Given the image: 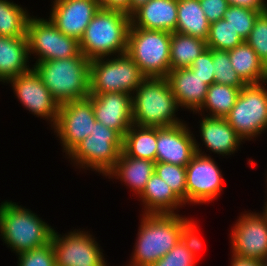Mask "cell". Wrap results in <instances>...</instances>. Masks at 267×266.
<instances>
[{
	"label": "cell",
	"mask_w": 267,
	"mask_h": 266,
	"mask_svg": "<svg viewBox=\"0 0 267 266\" xmlns=\"http://www.w3.org/2000/svg\"><path fill=\"white\" fill-rule=\"evenodd\" d=\"M140 225L129 264L152 266L180 240L182 225L189 217L182 214H140Z\"/></svg>",
	"instance_id": "cell-1"
},
{
	"label": "cell",
	"mask_w": 267,
	"mask_h": 266,
	"mask_svg": "<svg viewBox=\"0 0 267 266\" xmlns=\"http://www.w3.org/2000/svg\"><path fill=\"white\" fill-rule=\"evenodd\" d=\"M54 230L29 207L12 200L0 203V238L15 255L47 245Z\"/></svg>",
	"instance_id": "cell-2"
},
{
	"label": "cell",
	"mask_w": 267,
	"mask_h": 266,
	"mask_svg": "<svg viewBox=\"0 0 267 266\" xmlns=\"http://www.w3.org/2000/svg\"><path fill=\"white\" fill-rule=\"evenodd\" d=\"M130 26L125 12L100 8L79 41L80 53L90 61L126 53Z\"/></svg>",
	"instance_id": "cell-3"
},
{
	"label": "cell",
	"mask_w": 267,
	"mask_h": 266,
	"mask_svg": "<svg viewBox=\"0 0 267 266\" xmlns=\"http://www.w3.org/2000/svg\"><path fill=\"white\" fill-rule=\"evenodd\" d=\"M32 65L59 104L90 95V60L82 53L76 57L45 60Z\"/></svg>",
	"instance_id": "cell-4"
},
{
	"label": "cell",
	"mask_w": 267,
	"mask_h": 266,
	"mask_svg": "<svg viewBox=\"0 0 267 266\" xmlns=\"http://www.w3.org/2000/svg\"><path fill=\"white\" fill-rule=\"evenodd\" d=\"M179 109L166 78H146L132 94L133 124L138 126L160 128L181 124L185 120L177 116Z\"/></svg>",
	"instance_id": "cell-5"
},
{
	"label": "cell",
	"mask_w": 267,
	"mask_h": 266,
	"mask_svg": "<svg viewBox=\"0 0 267 266\" xmlns=\"http://www.w3.org/2000/svg\"><path fill=\"white\" fill-rule=\"evenodd\" d=\"M123 140L124 137L118 131L96 121L91 134L66 157L79 171L91 170L104 177L119 159Z\"/></svg>",
	"instance_id": "cell-6"
},
{
	"label": "cell",
	"mask_w": 267,
	"mask_h": 266,
	"mask_svg": "<svg viewBox=\"0 0 267 266\" xmlns=\"http://www.w3.org/2000/svg\"><path fill=\"white\" fill-rule=\"evenodd\" d=\"M171 32L130 28L126 53L146 78H165L170 68Z\"/></svg>",
	"instance_id": "cell-7"
},
{
	"label": "cell",
	"mask_w": 267,
	"mask_h": 266,
	"mask_svg": "<svg viewBox=\"0 0 267 266\" xmlns=\"http://www.w3.org/2000/svg\"><path fill=\"white\" fill-rule=\"evenodd\" d=\"M145 79L127 53L90 61V94L121 92L132 95Z\"/></svg>",
	"instance_id": "cell-8"
},
{
	"label": "cell",
	"mask_w": 267,
	"mask_h": 266,
	"mask_svg": "<svg viewBox=\"0 0 267 266\" xmlns=\"http://www.w3.org/2000/svg\"><path fill=\"white\" fill-rule=\"evenodd\" d=\"M267 81L246 84L235 105L225 117L226 121L245 141H253L267 132Z\"/></svg>",
	"instance_id": "cell-9"
},
{
	"label": "cell",
	"mask_w": 267,
	"mask_h": 266,
	"mask_svg": "<svg viewBox=\"0 0 267 266\" xmlns=\"http://www.w3.org/2000/svg\"><path fill=\"white\" fill-rule=\"evenodd\" d=\"M26 36L29 56L31 60L36 59L35 63L67 59L80 54L79 41L61 33L49 18L31 15L27 22Z\"/></svg>",
	"instance_id": "cell-10"
},
{
	"label": "cell",
	"mask_w": 267,
	"mask_h": 266,
	"mask_svg": "<svg viewBox=\"0 0 267 266\" xmlns=\"http://www.w3.org/2000/svg\"><path fill=\"white\" fill-rule=\"evenodd\" d=\"M72 229L51 239L56 266H109L100 243L90 231Z\"/></svg>",
	"instance_id": "cell-11"
},
{
	"label": "cell",
	"mask_w": 267,
	"mask_h": 266,
	"mask_svg": "<svg viewBox=\"0 0 267 266\" xmlns=\"http://www.w3.org/2000/svg\"><path fill=\"white\" fill-rule=\"evenodd\" d=\"M95 122L93 100L89 96L59 105L57 122L51 130L58 137L65 158L91 134Z\"/></svg>",
	"instance_id": "cell-12"
},
{
	"label": "cell",
	"mask_w": 267,
	"mask_h": 266,
	"mask_svg": "<svg viewBox=\"0 0 267 266\" xmlns=\"http://www.w3.org/2000/svg\"><path fill=\"white\" fill-rule=\"evenodd\" d=\"M222 170L212 155L195 153L186 166L187 205L210 204L223 192Z\"/></svg>",
	"instance_id": "cell-13"
},
{
	"label": "cell",
	"mask_w": 267,
	"mask_h": 266,
	"mask_svg": "<svg viewBox=\"0 0 267 266\" xmlns=\"http://www.w3.org/2000/svg\"><path fill=\"white\" fill-rule=\"evenodd\" d=\"M238 217L228 235L231 254L263 260L267 255V215L263 211L248 210Z\"/></svg>",
	"instance_id": "cell-14"
},
{
	"label": "cell",
	"mask_w": 267,
	"mask_h": 266,
	"mask_svg": "<svg viewBox=\"0 0 267 266\" xmlns=\"http://www.w3.org/2000/svg\"><path fill=\"white\" fill-rule=\"evenodd\" d=\"M12 87L14 97L33 116L48 122L52 129L58 118L59 103L43 84L42 80L32 68L26 73L10 79L6 85Z\"/></svg>",
	"instance_id": "cell-15"
},
{
	"label": "cell",
	"mask_w": 267,
	"mask_h": 266,
	"mask_svg": "<svg viewBox=\"0 0 267 266\" xmlns=\"http://www.w3.org/2000/svg\"><path fill=\"white\" fill-rule=\"evenodd\" d=\"M197 116L201 117L197 124L199 123L198 132L202 142L201 144L195 139V151L197 153L209 156L202 148L205 145V150H209L210 154H217L223 156V158L228 156L229 158L240 151L241 145L246 143L238 136L225 118L209 117L202 114Z\"/></svg>",
	"instance_id": "cell-16"
},
{
	"label": "cell",
	"mask_w": 267,
	"mask_h": 266,
	"mask_svg": "<svg viewBox=\"0 0 267 266\" xmlns=\"http://www.w3.org/2000/svg\"><path fill=\"white\" fill-rule=\"evenodd\" d=\"M49 19L57 29L78 41L100 9L97 0H52Z\"/></svg>",
	"instance_id": "cell-17"
},
{
	"label": "cell",
	"mask_w": 267,
	"mask_h": 266,
	"mask_svg": "<svg viewBox=\"0 0 267 266\" xmlns=\"http://www.w3.org/2000/svg\"><path fill=\"white\" fill-rule=\"evenodd\" d=\"M189 124L157 128L156 162L187 166L195 151V135Z\"/></svg>",
	"instance_id": "cell-18"
},
{
	"label": "cell",
	"mask_w": 267,
	"mask_h": 266,
	"mask_svg": "<svg viewBox=\"0 0 267 266\" xmlns=\"http://www.w3.org/2000/svg\"><path fill=\"white\" fill-rule=\"evenodd\" d=\"M95 119L123 137L133 125L132 95L121 92L90 94Z\"/></svg>",
	"instance_id": "cell-19"
},
{
	"label": "cell",
	"mask_w": 267,
	"mask_h": 266,
	"mask_svg": "<svg viewBox=\"0 0 267 266\" xmlns=\"http://www.w3.org/2000/svg\"><path fill=\"white\" fill-rule=\"evenodd\" d=\"M180 110L196 112L203 104L209 85L189 68L170 70L165 77Z\"/></svg>",
	"instance_id": "cell-20"
},
{
	"label": "cell",
	"mask_w": 267,
	"mask_h": 266,
	"mask_svg": "<svg viewBox=\"0 0 267 266\" xmlns=\"http://www.w3.org/2000/svg\"><path fill=\"white\" fill-rule=\"evenodd\" d=\"M130 28L175 32L177 0H150L131 15Z\"/></svg>",
	"instance_id": "cell-21"
},
{
	"label": "cell",
	"mask_w": 267,
	"mask_h": 266,
	"mask_svg": "<svg viewBox=\"0 0 267 266\" xmlns=\"http://www.w3.org/2000/svg\"><path fill=\"white\" fill-rule=\"evenodd\" d=\"M155 163L148 159L129 157L122 151L114 167L104 177L121 181L138 198L155 171Z\"/></svg>",
	"instance_id": "cell-22"
},
{
	"label": "cell",
	"mask_w": 267,
	"mask_h": 266,
	"mask_svg": "<svg viewBox=\"0 0 267 266\" xmlns=\"http://www.w3.org/2000/svg\"><path fill=\"white\" fill-rule=\"evenodd\" d=\"M27 37L0 36V83L26 73L33 65ZM31 64V65H30Z\"/></svg>",
	"instance_id": "cell-23"
},
{
	"label": "cell",
	"mask_w": 267,
	"mask_h": 266,
	"mask_svg": "<svg viewBox=\"0 0 267 266\" xmlns=\"http://www.w3.org/2000/svg\"><path fill=\"white\" fill-rule=\"evenodd\" d=\"M138 197L143 205V214H178L179 208L186 206L156 172Z\"/></svg>",
	"instance_id": "cell-24"
},
{
	"label": "cell",
	"mask_w": 267,
	"mask_h": 266,
	"mask_svg": "<svg viewBox=\"0 0 267 266\" xmlns=\"http://www.w3.org/2000/svg\"><path fill=\"white\" fill-rule=\"evenodd\" d=\"M228 52L232 67L245 84L267 81V67L246 42Z\"/></svg>",
	"instance_id": "cell-25"
},
{
	"label": "cell",
	"mask_w": 267,
	"mask_h": 266,
	"mask_svg": "<svg viewBox=\"0 0 267 266\" xmlns=\"http://www.w3.org/2000/svg\"><path fill=\"white\" fill-rule=\"evenodd\" d=\"M210 23L199 0H177V28L175 32L207 40Z\"/></svg>",
	"instance_id": "cell-26"
},
{
	"label": "cell",
	"mask_w": 267,
	"mask_h": 266,
	"mask_svg": "<svg viewBox=\"0 0 267 266\" xmlns=\"http://www.w3.org/2000/svg\"><path fill=\"white\" fill-rule=\"evenodd\" d=\"M123 152L129 157L156 162L157 128L133 124L124 136Z\"/></svg>",
	"instance_id": "cell-27"
},
{
	"label": "cell",
	"mask_w": 267,
	"mask_h": 266,
	"mask_svg": "<svg viewBox=\"0 0 267 266\" xmlns=\"http://www.w3.org/2000/svg\"><path fill=\"white\" fill-rule=\"evenodd\" d=\"M240 91L237 87L213 83L208 87L202 106L192 114L225 118L235 105Z\"/></svg>",
	"instance_id": "cell-28"
},
{
	"label": "cell",
	"mask_w": 267,
	"mask_h": 266,
	"mask_svg": "<svg viewBox=\"0 0 267 266\" xmlns=\"http://www.w3.org/2000/svg\"><path fill=\"white\" fill-rule=\"evenodd\" d=\"M205 49H207L206 40L172 32L170 40L171 70L189 68Z\"/></svg>",
	"instance_id": "cell-29"
},
{
	"label": "cell",
	"mask_w": 267,
	"mask_h": 266,
	"mask_svg": "<svg viewBox=\"0 0 267 266\" xmlns=\"http://www.w3.org/2000/svg\"><path fill=\"white\" fill-rule=\"evenodd\" d=\"M31 13L27 7L12 0H0V36L27 37V22Z\"/></svg>",
	"instance_id": "cell-30"
},
{
	"label": "cell",
	"mask_w": 267,
	"mask_h": 266,
	"mask_svg": "<svg viewBox=\"0 0 267 266\" xmlns=\"http://www.w3.org/2000/svg\"><path fill=\"white\" fill-rule=\"evenodd\" d=\"M245 42L230 25L220 19L210 24L209 35L206 40L207 48L229 51Z\"/></svg>",
	"instance_id": "cell-31"
},
{
	"label": "cell",
	"mask_w": 267,
	"mask_h": 266,
	"mask_svg": "<svg viewBox=\"0 0 267 266\" xmlns=\"http://www.w3.org/2000/svg\"><path fill=\"white\" fill-rule=\"evenodd\" d=\"M154 172L170 186L174 194L186 205V167L156 162Z\"/></svg>",
	"instance_id": "cell-32"
},
{
	"label": "cell",
	"mask_w": 267,
	"mask_h": 266,
	"mask_svg": "<svg viewBox=\"0 0 267 266\" xmlns=\"http://www.w3.org/2000/svg\"><path fill=\"white\" fill-rule=\"evenodd\" d=\"M209 49L212 51L215 83L242 89L246 84L241 80L232 67L229 52L213 48Z\"/></svg>",
	"instance_id": "cell-33"
},
{
	"label": "cell",
	"mask_w": 267,
	"mask_h": 266,
	"mask_svg": "<svg viewBox=\"0 0 267 266\" xmlns=\"http://www.w3.org/2000/svg\"><path fill=\"white\" fill-rule=\"evenodd\" d=\"M262 11L252 10L239 6H229L224 13L223 19L239 33L245 41L254 27L255 20Z\"/></svg>",
	"instance_id": "cell-34"
},
{
	"label": "cell",
	"mask_w": 267,
	"mask_h": 266,
	"mask_svg": "<svg viewBox=\"0 0 267 266\" xmlns=\"http://www.w3.org/2000/svg\"><path fill=\"white\" fill-rule=\"evenodd\" d=\"M245 42L257 53L267 67V11L261 12Z\"/></svg>",
	"instance_id": "cell-35"
},
{
	"label": "cell",
	"mask_w": 267,
	"mask_h": 266,
	"mask_svg": "<svg viewBox=\"0 0 267 266\" xmlns=\"http://www.w3.org/2000/svg\"><path fill=\"white\" fill-rule=\"evenodd\" d=\"M18 256V257H17ZM17 266H56L52 242L16 255Z\"/></svg>",
	"instance_id": "cell-36"
},
{
	"label": "cell",
	"mask_w": 267,
	"mask_h": 266,
	"mask_svg": "<svg viewBox=\"0 0 267 266\" xmlns=\"http://www.w3.org/2000/svg\"><path fill=\"white\" fill-rule=\"evenodd\" d=\"M197 259L179 242L161 259L157 260L152 266H196Z\"/></svg>",
	"instance_id": "cell-37"
},
{
	"label": "cell",
	"mask_w": 267,
	"mask_h": 266,
	"mask_svg": "<svg viewBox=\"0 0 267 266\" xmlns=\"http://www.w3.org/2000/svg\"><path fill=\"white\" fill-rule=\"evenodd\" d=\"M198 222L194 221L192 217H190L183 225L181 230L180 240L183 242L184 246L191 252V254L198 260L199 262V254L200 251H203V243L200 239V235H198L199 226H197Z\"/></svg>",
	"instance_id": "cell-38"
},
{
	"label": "cell",
	"mask_w": 267,
	"mask_h": 266,
	"mask_svg": "<svg viewBox=\"0 0 267 266\" xmlns=\"http://www.w3.org/2000/svg\"><path fill=\"white\" fill-rule=\"evenodd\" d=\"M189 69L201 79L205 80V84L211 85L214 80V63L212 60V51L205 49L191 64Z\"/></svg>",
	"instance_id": "cell-39"
},
{
	"label": "cell",
	"mask_w": 267,
	"mask_h": 266,
	"mask_svg": "<svg viewBox=\"0 0 267 266\" xmlns=\"http://www.w3.org/2000/svg\"><path fill=\"white\" fill-rule=\"evenodd\" d=\"M199 2L210 24L223 19L224 13L230 6L227 0H199Z\"/></svg>",
	"instance_id": "cell-40"
},
{
	"label": "cell",
	"mask_w": 267,
	"mask_h": 266,
	"mask_svg": "<svg viewBox=\"0 0 267 266\" xmlns=\"http://www.w3.org/2000/svg\"><path fill=\"white\" fill-rule=\"evenodd\" d=\"M230 6H239L252 10L267 11V0H227Z\"/></svg>",
	"instance_id": "cell-41"
},
{
	"label": "cell",
	"mask_w": 267,
	"mask_h": 266,
	"mask_svg": "<svg viewBox=\"0 0 267 266\" xmlns=\"http://www.w3.org/2000/svg\"><path fill=\"white\" fill-rule=\"evenodd\" d=\"M100 8L115 9L125 12L128 15L130 0H97Z\"/></svg>",
	"instance_id": "cell-42"
},
{
	"label": "cell",
	"mask_w": 267,
	"mask_h": 266,
	"mask_svg": "<svg viewBox=\"0 0 267 266\" xmlns=\"http://www.w3.org/2000/svg\"><path fill=\"white\" fill-rule=\"evenodd\" d=\"M229 266H263L262 260L249 259V258H240L231 254Z\"/></svg>",
	"instance_id": "cell-43"
},
{
	"label": "cell",
	"mask_w": 267,
	"mask_h": 266,
	"mask_svg": "<svg viewBox=\"0 0 267 266\" xmlns=\"http://www.w3.org/2000/svg\"><path fill=\"white\" fill-rule=\"evenodd\" d=\"M150 0H130L128 6V15L131 16L138 8L145 5Z\"/></svg>",
	"instance_id": "cell-44"
},
{
	"label": "cell",
	"mask_w": 267,
	"mask_h": 266,
	"mask_svg": "<svg viewBox=\"0 0 267 266\" xmlns=\"http://www.w3.org/2000/svg\"><path fill=\"white\" fill-rule=\"evenodd\" d=\"M265 203H264V206H263V212L267 215V198L265 199Z\"/></svg>",
	"instance_id": "cell-45"
},
{
	"label": "cell",
	"mask_w": 267,
	"mask_h": 266,
	"mask_svg": "<svg viewBox=\"0 0 267 266\" xmlns=\"http://www.w3.org/2000/svg\"><path fill=\"white\" fill-rule=\"evenodd\" d=\"M262 264H263V266H267V255H266L265 258L262 260Z\"/></svg>",
	"instance_id": "cell-46"
},
{
	"label": "cell",
	"mask_w": 267,
	"mask_h": 266,
	"mask_svg": "<svg viewBox=\"0 0 267 266\" xmlns=\"http://www.w3.org/2000/svg\"><path fill=\"white\" fill-rule=\"evenodd\" d=\"M266 176H265V178H266V180H265V184H266V188H267V171H266V174H265ZM267 191V190H266ZM267 193V192H266ZM267 196V195H266Z\"/></svg>",
	"instance_id": "cell-47"
},
{
	"label": "cell",
	"mask_w": 267,
	"mask_h": 266,
	"mask_svg": "<svg viewBox=\"0 0 267 266\" xmlns=\"http://www.w3.org/2000/svg\"><path fill=\"white\" fill-rule=\"evenodd\" d=\"M122 266H135V265H132V264L127 263L126 265L124 264Z\"/></svg>",
	"instance_id": "cell-48"
}]
</instances>
